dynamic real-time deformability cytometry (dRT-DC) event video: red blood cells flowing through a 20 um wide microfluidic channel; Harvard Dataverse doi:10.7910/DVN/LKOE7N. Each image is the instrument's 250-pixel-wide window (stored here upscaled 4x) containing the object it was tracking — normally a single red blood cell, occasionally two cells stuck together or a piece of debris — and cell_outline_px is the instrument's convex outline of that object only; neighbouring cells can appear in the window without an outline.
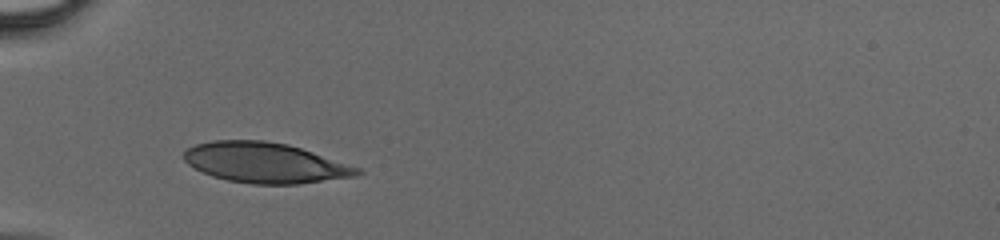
{"species": "human", "species_latin": "Homo sapiens", "temperature_condition": "cold", "stored_images_in_passage": 26, "camera_frame_rate_fps": 3000, "um_per_image_px": 0.085, "donor": {"sex": "male"}, "frame": {"image": 1, "passage_image": 1, "time_ms": 0.0, "image_size_px": [1000, 240], "cell_outline_px": [[364, 172], [356, 176], [296, 184], [252, 184], [228, 180], [212, 176], [188, 164], [184, 160], [184, 152], [188, 148], [196, 144], [212, 140], [264, 140], [288, 144], [360, 168]], "centroid_in_image_um": [22.52, 13.83], "position_along_channel_um": 62.5, "area_um2": 40.4}}
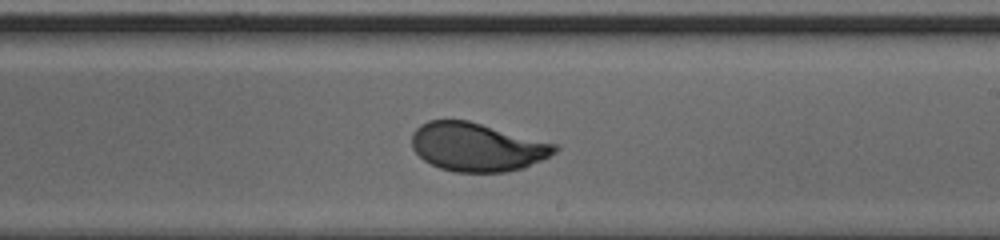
{"frame": {"image": 2, "passage_image": 14, "time_ms": 4.333, "image_size_px": [1000, 240], "cell_outline_px": [[560, 148], [556, 152], [524, 168], [504, 172], [456, 172], [440, 168], [424, 160], [412, 148], [412, 136], [416, 128], [420, 124], [428, 120], [468, 120], [556, 144]], "centroid_in_image_um": [40.53, 12.49], "position_along_channel_um": 248.5, "area_um2": 40.17}}
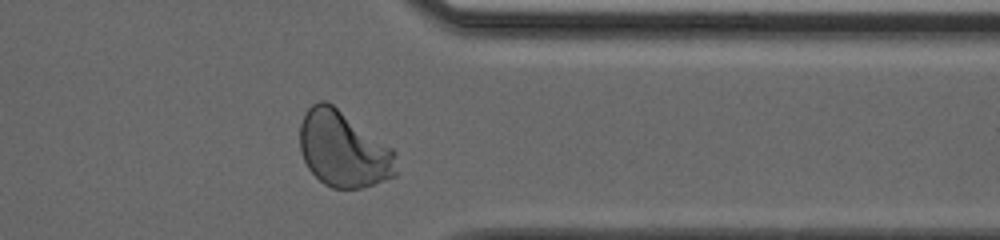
{"frame": {"image": 3, "passage_image": 23, "time_ms": 7.333, "image_size_px": [1000, 240], "cell_outline_px": [[396, 176], [360, 188], [332, 188], [324, 184], [308, 168], [300, 152], [300, 124], [308, 108], [312, 104], [320, 100], [324, 100], [332, 104], [392, 148], [396, 152]], "centroid_in_image_um": [29.18, 12.69], "position_along_channel_um": 382.2, "area_um2": 42.31}}